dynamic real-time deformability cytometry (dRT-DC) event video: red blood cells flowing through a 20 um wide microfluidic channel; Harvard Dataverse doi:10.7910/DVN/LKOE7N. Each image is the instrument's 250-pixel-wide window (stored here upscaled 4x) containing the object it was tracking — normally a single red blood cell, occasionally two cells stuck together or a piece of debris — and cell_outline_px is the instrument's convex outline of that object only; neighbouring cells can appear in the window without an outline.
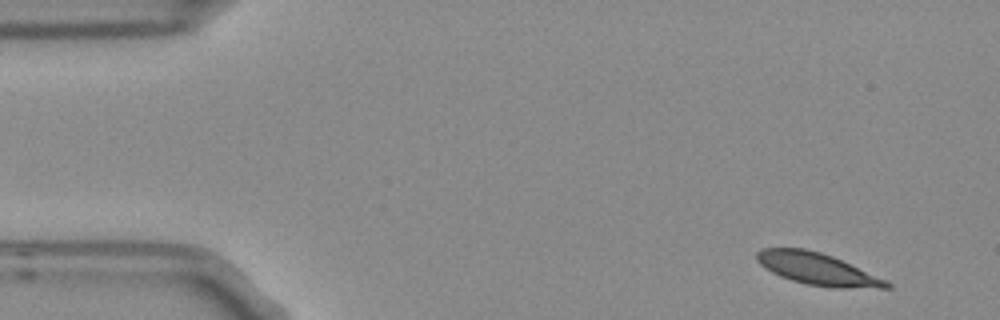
{"species": "Egyptian fruit bat (a non-hibernating species)", "species_latin": "Rousettus aegyptiacus", "temperature_condition": "room temperature", "stored_images_in_passage": 5, "camera_frame_rate_fps": 3000, "um_per_image_px": 0.085, "frame": {"image": 1, "passage_image": 1, "time_ms": 0.0, "image_size_px": [1000, 320], "cell_outline_px": [[892, 288], [836, 288], [804, 284], [780, 276], [764, 268], [756, 260], [756, 252], [760, 248], [804, 248], [820, 252], [832, 256], [888, 280], [892, 284]], "centroid_in_image_um": [69.48, 22.87], "position_along_channel_um": 15.5, "area_um2": 24.33}}
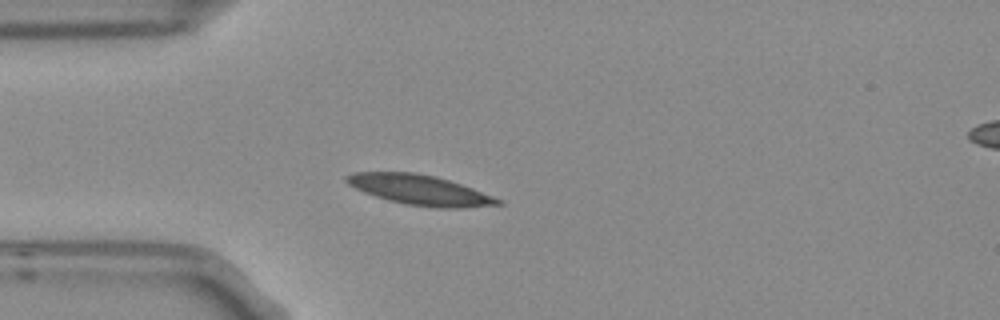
{"frame": {"image": 2, "passage_image": 3, "time_ms": 0.667, "image_size_px": [1000, 320], "cell_outline_px": [[504, 204], [464, 208], [436, 208], [404, 204], [388, 200], [364, 192], [348, 184], [344, 180], [344, 176], [352, 172], [412, 172], [436, 176], [472, 188], [504, 200]], "centroid_in_image_um": [35.7, 16.15], "position_along_channel_um": 49.3, "area_um2": 26.59}}